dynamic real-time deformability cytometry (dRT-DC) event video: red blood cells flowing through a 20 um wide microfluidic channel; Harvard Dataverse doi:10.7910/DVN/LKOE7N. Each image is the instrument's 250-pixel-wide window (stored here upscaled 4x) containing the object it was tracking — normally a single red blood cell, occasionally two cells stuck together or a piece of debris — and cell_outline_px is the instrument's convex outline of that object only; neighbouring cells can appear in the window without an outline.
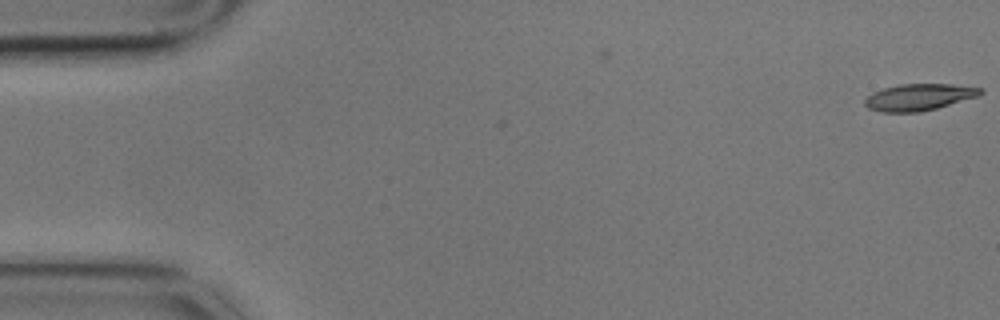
{"species": "common noctule bat (a hibernating species)", "species_latin": "Nyctalus noctula", "temperature_condition": "cold", "stored_images_in_passage": 2, "camera_frame_rate_fps": 3000, "um_per_image_px": 0.085, "animal": {"sex": "male", "body_mass_g": 17.9}, "frame": {"image": 1, "passage_image": 2, "time_ms": 0.333, "image_size_px": [1000, 320], "cell_outline_px": [[984, 92], [980, 96], [936, 108], [920, 112], [880, 112], [868, 108], [864, 104], [864, 100], [872, 92], [884, 88], [900, 84], [952, 84], [984, 88]], "centroid_in_image_um": [78.14, 8.25], "position_along_channel_um": 6.9, "area_um2": 18.09}}